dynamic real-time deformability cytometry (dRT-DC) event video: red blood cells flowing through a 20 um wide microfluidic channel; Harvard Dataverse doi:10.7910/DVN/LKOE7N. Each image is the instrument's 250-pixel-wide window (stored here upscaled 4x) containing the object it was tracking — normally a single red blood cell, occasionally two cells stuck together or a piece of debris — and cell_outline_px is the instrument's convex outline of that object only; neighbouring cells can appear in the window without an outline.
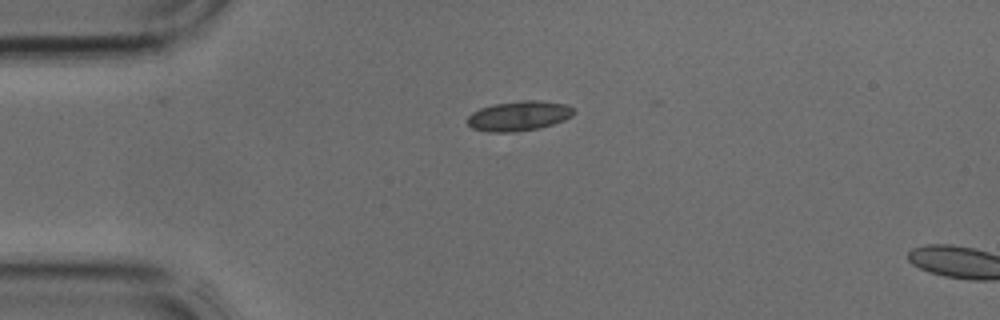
{"species": "common noctule bat (a hibernating species)", "species_latin": "Nyctalus noctula", "temperature_condition": "cold", "stored_images_in_passage": 2, "segment_of_instrument_passage": [1, 2], "camera_frame_rate_fps": 3000, "um_per_image_px": 0.085, "animal": {"sex": "male", "body_mass_g": 17.9, "forearm_length_mm": 54.2}, "frame": {"image": 1, "passage_image": 1, "time_ms": 0.0, "image_size_px": [1000, 320], "cell_outline_px": [[576, 112], [572, 116], [564, 120], [540, 128], [516, 132], [488, 132], [472, 128], [468, 124], [468, 116], [472, 112], [480, 108], [492, 104], [520, 100], [536, 100], [564, 104], [572, 108]], "centroid_in_image_um": [44.09, 9.85], "position_along_channel_um": 40.9, "area_um2": 18.55}}